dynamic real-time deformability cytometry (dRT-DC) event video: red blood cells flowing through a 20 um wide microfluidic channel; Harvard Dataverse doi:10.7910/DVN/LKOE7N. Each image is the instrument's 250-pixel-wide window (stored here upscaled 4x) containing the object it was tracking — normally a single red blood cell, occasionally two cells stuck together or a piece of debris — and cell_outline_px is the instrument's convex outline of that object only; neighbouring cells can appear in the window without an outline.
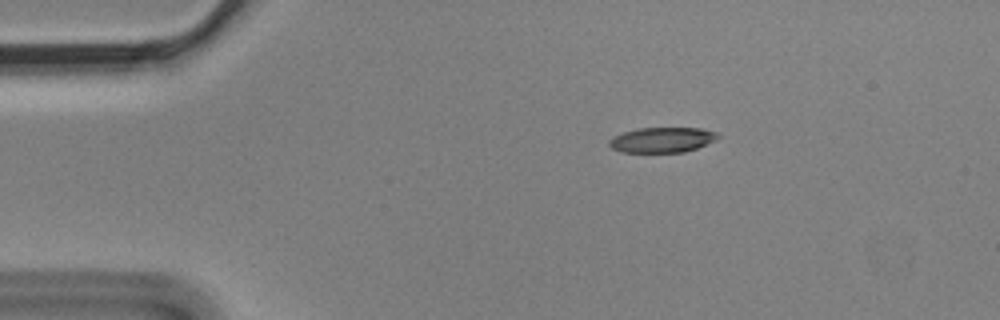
{"species": "Egyptian fruit bat (a non-hibernating species)", "species_latin": "Rousettus aegyptiacus", "temperature_condition": "cold", "stored_images_in_passage": 4, "camera_frame_rate_fps": 3000, "um_per_image_px": 0.085, "animal": {"sex": "male"}, "frame": {"image": 1, "passage_image": 4, "time_ms": 1.0, "image_size_px": [1000, 320], "cell_outline_px": [[720, 136], [716, 140], [696, 148], [684, 152], [620, 152], [612, 148], [608, 144], [608, 140], [624, 132], [636, 128], [700, 128], [716, 132]], "centroid_in_image_um": [56.28, 11.89], "position_along_channel_um": 28.7, "area_um2": 15.9}}